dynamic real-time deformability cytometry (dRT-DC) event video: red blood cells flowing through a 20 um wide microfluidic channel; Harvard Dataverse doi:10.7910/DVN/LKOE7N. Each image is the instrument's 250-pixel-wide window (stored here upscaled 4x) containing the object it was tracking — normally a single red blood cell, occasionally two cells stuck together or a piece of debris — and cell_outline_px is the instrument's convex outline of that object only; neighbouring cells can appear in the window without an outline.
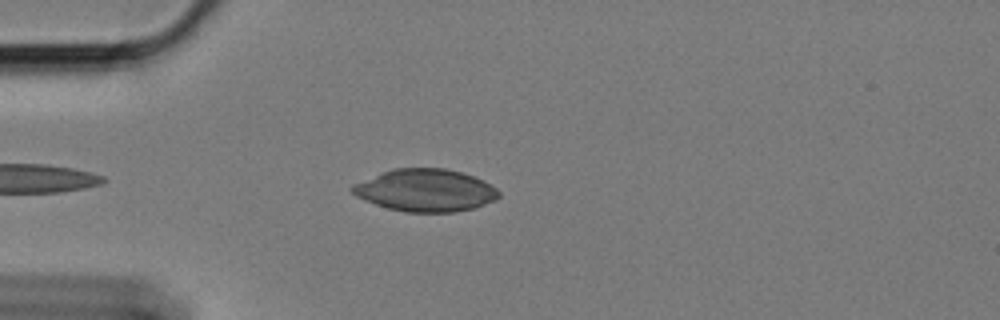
{"species": "Egyptian fruit bat (a non-hibernating species)", "species_latin": "Rousettus aegyptiacus", "temperature_condition": "cold", "stored_images_in_passage": 33, "camera_frame_rate_fps": 3000, "um_per_image_px": 0.085, "animal": {"sex": "female"}, "frame": {"image": 1, "passage_image": 6, "time_ms": 1.667, "image_size_px": [1000, 320], "cell_outline_px": [[500, 196], [496, 200], [472, 208], [452, 212], [404, 212], [388, 208], [364, 200], [356, 196], [348, 188], [352, 184], [392, 168], [444, 168], [460, 172], [484, 180], [496, 188], [500, 192]], "centroid_in_image_um": [36.14, 16.17], "position_along_channel_um": 48.9, "area_um2": 36.18}}
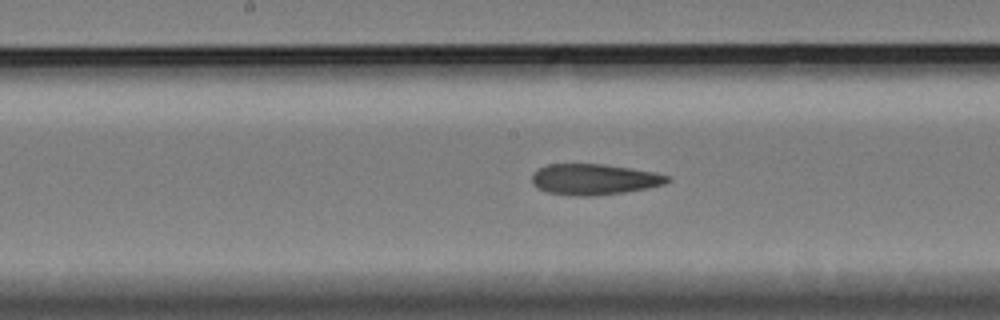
{"frame": {"image": 2, "passage_image": 16, "time_ms": 5.0, "image_size_px": [1000, 320], "cell_outline_px": [[672, 180], [664, 184], [648, 188], [624, 192], [592, 196], [576, 196], [548, 192], [532, 184], [532, 172], [548, 164], [604, 164], [652, 172], [668, 176]], "centroid_in_image_um": [50.49, 15.24], "position_along_channel_um": 197.7, "area_um2": 24.16}}
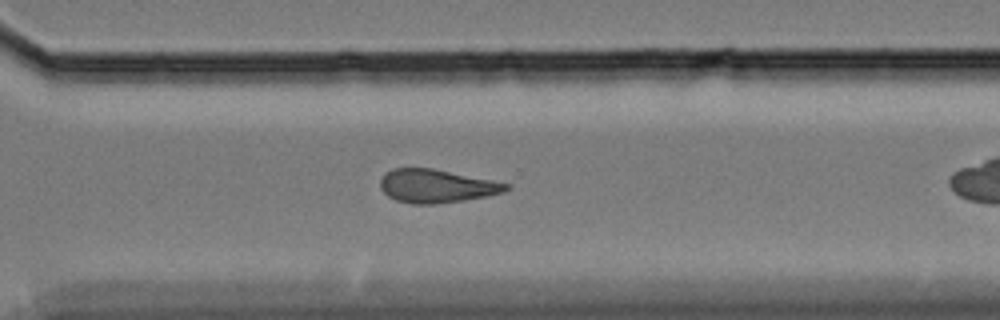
{"frame": {"image": 3, "passage_image": 28, "time_ms": 9.0, "image_size_px": [1000, 320], "cell_outline_px": [[512, 184], [504, 192], [464, 200], [436, 204], [412, 204], [396, 200], [388, 196], [380, 188], [380, 180], [392, 168], [432, 168]], "centroid_in_image_um": [37.09, 15.81], "position_along_channel_um": 333.5, "area_um2": 24.28}}